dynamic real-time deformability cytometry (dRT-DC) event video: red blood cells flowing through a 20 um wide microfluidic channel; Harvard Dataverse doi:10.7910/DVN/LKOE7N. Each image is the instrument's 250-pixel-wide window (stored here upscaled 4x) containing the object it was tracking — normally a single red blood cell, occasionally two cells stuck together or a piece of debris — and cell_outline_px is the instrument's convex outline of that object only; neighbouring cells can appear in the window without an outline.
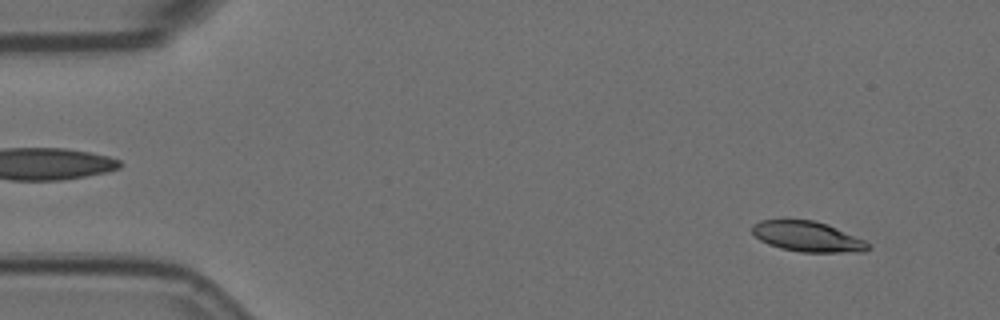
{"species": "Egyptian fruit bat (a non-hibernating species)", "species_latin": "Rousettus aegyptiacus", "temperature_condition": "room temperature", "stored_images_in_passage": 56, "camera_frame_rate_fps": 3000, "um_per_image_px": 0.085, "animal": {"sex": "female"}, "frame": {"image": 1, "passage_image": 4, "time_ms": 1.0, "image_size_px": [1000, 320], "cell_outline_px": [[872, 248], [864, 252], [800, 252], [780, 248], [768, 244], [760, 240], [752, 232], [752, 224], [760, 220], [816, 220], [828, 224], [864, 240]], "centroid_in_image_um": [68.64, 20.11], "position_along_channel_um": 16.4, "area_um2": 20.52}}
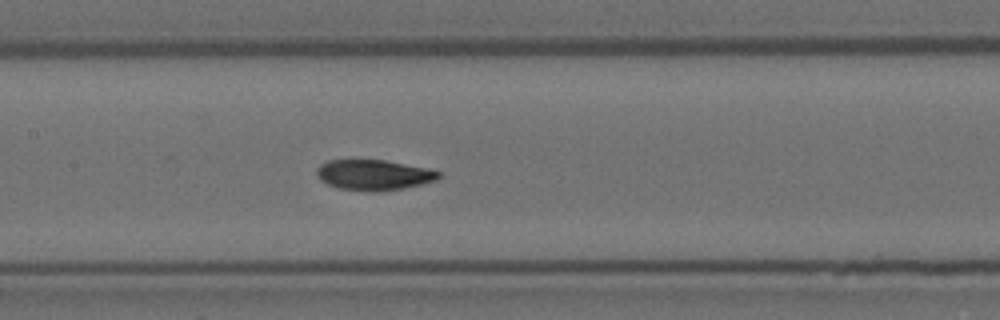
{"frame": {"image": 2, "passage_image": 26, "time_ms": 8.333, "image_size_px": [1000, 320], "cell_outline_px": [[440, 176], [436, 180], [404, 188], [380, 192], [372, 192], [340, 188], [328, 184], [320, 180], [316, 172], [316, 168], [320, 164], [328, 160], [384, 160], [428, 168], [440, 172]], "centroid_in_image_um": [31.76, 14.87], "position_along_channel_um": 175.6, "area_um2": 21.62}}
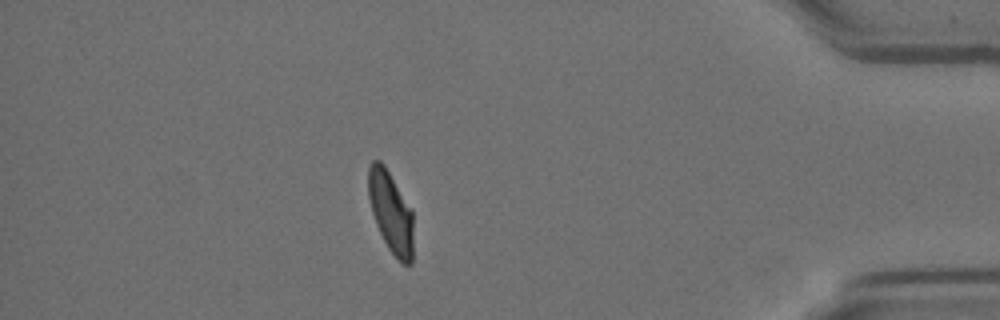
{"frame": {"image": 3, "passage_image": 49, "time_ms": 16.0, "image_size_px": [1000, 320], "cell_outline_px": [[412, 264], [404, 264], [388, 248], [376, 224], [372, 212], [368, 196], [368, 168], [372, 160], [380, 160], [384, 164], [412, 208]], "centroid_in_image_um": [33.21, 17.97], "position_along_channel_um": 402.0, "area_um2": 21.21}, "authors_computed_cell_mechanics": {"area_um2": 21.7906, "velocity_mm_per_s": 3.5325, "shape_relaxation_time_tau1_ms": 6.4108, "shape_relaxation_time_tau2_ms": 1.6763, "deformation_change_tau1": 0.19, "deformation_change_tau2": 0.0613}}